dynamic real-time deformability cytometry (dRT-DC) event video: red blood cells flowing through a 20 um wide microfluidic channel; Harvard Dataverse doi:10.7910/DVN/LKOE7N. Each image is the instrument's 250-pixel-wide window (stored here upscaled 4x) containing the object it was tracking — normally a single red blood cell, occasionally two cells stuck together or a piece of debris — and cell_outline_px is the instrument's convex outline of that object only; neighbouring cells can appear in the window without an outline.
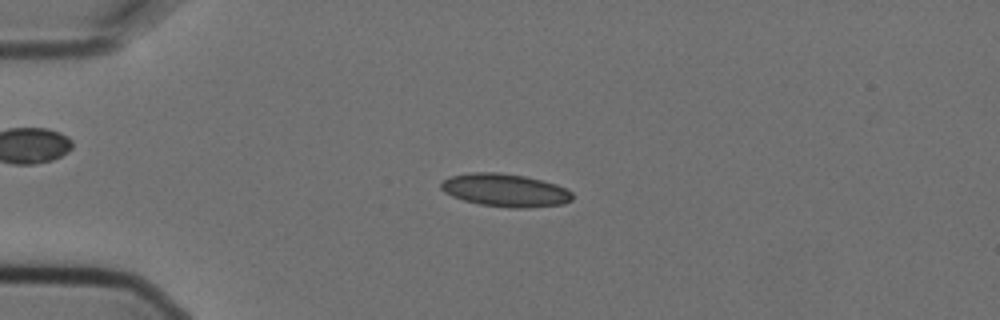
{"species": "Egyptian fruit bat (a non-hibernating species)", "species_latin": "Rousettus aegyptiacus", "temperature_condition": "cold", "stored_images_in_passage": 4, "camera_frame_rate_fps": 3000, "um_per_image_px": 0.085, "animal": {"sex": "female"}, "frame": {"image": 1, "passage_image": 3, "time_ms": 0.667, "image_size_px": [1000, 320], "cell_outline_px": [[572, 200], [564, 204], [528, 208], [512, 208], [480, 204], [464, 200], [452, 196], [444, 192], [440, 188], [440, 184], [448, 176], [468, 172], [496, 172], [524, 176], [556, 184], [572, 192]], "centroid_in_image_um": [42.92, 16.17], "position_along_channel_um": 42.1, "area_um2": 25.26}}